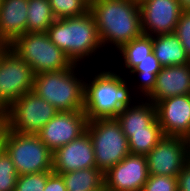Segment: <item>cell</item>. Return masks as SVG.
Returning a JSON list of instances; mask_svg holds the SVG:
<instances>
[{"label":"cell","mask_w":190,"mask_h":191,"mask_svg":"<svg viewBox=\"0 0 190 191\" xmlns=\"http://www.w3.org/2000/svg\"><path fill=\"white\" fill-rule=\"evenodd\" d=\"M101 64L97 66L94 63L96 67H91L94 69L90 73L92 76H85L84 112L88 120L115 118L123 108L133 105L139 99L129 79L119 72L121 70H111L106 64Z\"/></svg>","instance_id":"1"},{"label":"cell","mask_w":190,"mask_h":191,"mask_svg":"<svg viewBox=\"0 0 190 191\" xmlns=\"http://www.w3.org/2000/svg\"><path fill=\"white\" fill-rule=\"evenodd\" d=\"M89 11L104 51L112 46L110 49L115 52L143 34L140 6L136 0H90Z\"/></svg>","instance_id":"2"},{"label":"cell","mask_w":190,"mask_h":191,"mask_svg":"<svg viewBox=\"0 0 190 191\" xmlns=\"http://www.w3.org/2000/svg\"><path fill=\"white\" fill-rule=\"evenodd\" d=\"M49 39L61 49L73 64L86 68L85 63L98 58L103 51L98 29L90 11L77 17L56 19L47 29ZM89 59V60H88Z\"/></svg>","instance_id":"3"},{"label":"cell","mask_w":190,"mask_h":191,"mask_svg":"<svg viewBox=\"0 0 190 191\" xmlns=\"http://www.w3.org/2000/svg\"><path fill=\"white\" fill-rule=\"evenodd\" d=\"M80 65L34 77L33 90L58 111H84L85 77ZM80 72V73H79Z\"/></svg>","instance_id":"4"},{"label":"cell","mask_w":190,"mask_h":191,"mask_svg":"<svg viewBox=\"0 0 190 191\" xmlns=\"http://www.w3.org/2000/svg\"><path fill=\"white\" fill-rule=\"evenodd\" d=\"M8 47L32 68L35 75L68 69L74 65L46 32H26Z\"/></svg>","instance_id":"5"},{"label":"cell","mask_w":190,"mask_h":191,"mask_svg":"<svg viewBox=\"0 0 190 191\" xmlns=\"http://www.w3.org/2000/svg\"><path fill=\"white\" fill-rule=\"evenodd\" d=\"M86 131L93 143L96 167L103 174L130 154L128 138L116 118L89 120Z\"/></svg>","instance_id":"6"},{"label":"cell","mask_w":190,"mask_h":191,"mask_svg":"<svg viewBox=\"0 0 190 191\" xmlns=\"http://www.w3.org/2000/svg\"><path fill=\"white\" fill-rule=\"evenodd\" d=\"M4 149L11 157L18 176L52 171L53 152L37 134L18 133L8 129Z\"/></svg>","instance_id":"7"},{"label":"cell","mask_w":190,"mask_h":191,"mask_svg":"<svg viewBox=\"0 0 190 191\" xmlns=\"http://www.w3.org/2000/svg\"><path fill=\"white\" fill-rule=\"evenodd\" d=\"M58 112L34 91L14 101L6 111L9 130L18 133H38Z\"/></svg>","instance_id":"8"},{"label":"cell","mask_w":190,"mask_h":191,"mask_svg":"<svg viewBox=\"0 0 190 191\" xmlns=\"http://www.w3.org/2000/svg\"><path fill=\"white\" fill-rule=\"evenodd\" d=\"M35 73L8 46H0V100L9 107L34 86Z\"/></svg>","instance_id":"9"},{"label":"cell","mask_w":190,"mask_h":191,"mask_svg":"<svg viewBox=\"0 0 190 191\" xmlns=\"http://www.w3.org/2000/svg\"><path fill=\"white\" fill-rule=\"evenodd\" d=\"M149 175L178 177L189 162L185 139L163 136L158 144L146 155Z\"/></svg>","instance_id":"10"},{"label":"cell","mask_w":190,"mask_h":191,"mask_svg":"<svg viewBox=\"0 0 190 191\" xmlns=\"http://www.w3.org/2000/svg\"><path fill=\"white\" fill-rule=\"evenodd\" d=\"M88 121L84 111H58L36 134L54 152L85 133Z\"/></svg>","instance_id":"11"},{"label":"cell","mask_w":190,"mask_h":191,"mask_svg":"<svg viewBox=\"0 0 190 191\" xmlns=\"http://www.w3.org/2000/svg\"><path fill=\"white\" fill-rule=\"evenodd\" d=\"M146 155L128 154L104 173L105 191H142L148 179Z\"/></svg>","instance_id":"12"},{"label":"cell","mask_w":190,"mask_h":191,"mask_svg":"<svg viewBox=\"0 0 190 191\" xmlns=\"http://www.w3.org/2000/svg\"><path fill=\"white\" fill-rule=\"evenodd\" d=\"M139 6L143 34L175 32L182 12L178 0H145Z\"/></svg>","instance_id":"13"},{"label":"cell","mask_w":190,"mask_h":191,"mask_svg":"<svg viewBox=\"0 0 190 191\" xmlns=\"http://www.w3.org/2000/svg\"><path fill=\"white\" fill-rule=\"evenodd\" d=\"M94 167V147L87 131L53 152L52 171L57 174Z\"/></svg>","instance_id":"14"},{"label":"cell","mask_w":190,"mask_h":191,"mask_svg":"<svg viewBox=\"0 0 190 191\" xmlns=\"http://www.w3.org/2000/svg\"><path fill=\"white\" fill-rule=\"evenodd\" d=\"M164 136L184 138L190 131V95L172 96L155 104Z\"/></svg>","instance_id":"15"},{"label":"cell","mask_w":190,"mask_h":191,"mask_svg":"<svg viewBox=\"0 0 190 191\" xmlns=\"http://www.w3.org/2000/svg\"><path fill=\"white\" fill-rule=\"evenodd\" d=\"M190 94V64L162 67L152 92L145 98L154 105L162 99Z\"/></svg>","instance_id":"16"},{"label":"cell","mask_w":190,"mask_h":191,"mask_svg":"<svg viewBox=\"0 0 190 191\" xmlns=\"http://www.w3.org/2000/svg\"><path fill=\"white\" fill-rule=\"evenodd\" d=\"M28 0H2L0 3V46H9L27 32Z\"/></svg>","instance_id":"17"},{"label":"cell","mask_w":190,"mask_h":191,"mask_svg":"<svg viewBox=\"0 0 190 191\" xmlns=\"http://www.w3.org/2000/svg\"><path fill=\"white\" fill-rule=\"evenodd\" d=\"M115 118L123 132L148 131V126L157 119V111L152 102L139 98L133 105L123 108Z\"/></svg>","instance_id":"18"},{"label":"cell","mask_w":190,"mask_h":191,"mask_svg":"<svg viewBox=\"0 0 190 191\" xmlns=\"http://www.w3.org/2000/svg\"><path fill=\"white\" fill-rule=\"evenodd\" d=\"M152 45L162 67L189 64V57L175 33L152 36Z\"/></svg>","instance_id":"19"},{"label":"cell","mask_w":190,"mask_h":191,"mask_svg":"<svg viewBox=\"0 0 190 191\" xmlns=\"http://www.w3.org/2000/svg\"><path fill=\"white\" fill-rule=\"evenodd\" d=\"M161 68L162 66L155 57L154 52H152L129 73H125L126 78L130 79L133 91L139 98L145 99L152 92L157 74L161 71ZM129 76H133V80Z\"/></svg>","instance_id":"20"},{"label":"cell","mask_w":190,"mask_h":191,"mask_svg":"<svg viewBox=\"0 0 190 191\" xmlns=\"http://www.w3.org/2000/svg\"><path fill=\"white\" fill-rule=\"evenodd\" d=\"M67 191H104V174L97 168H86L60 174Z\"/></svg>","instance_id":"21"},{"label":"cell","mask_w":190,"mask_h":191,"mask_svg":"<svg viewBox=\"0 0 190 191\" xmlns=\"http://www.w3.org/2000/svg\"><path fill=\"white\" fill-rule=\"evenodd\" d=\"M152 52V36L142 34L141 36L131 40L129 43L124 44L115 53H119L118 55L121 57V61H123V66L121 67L123 71L121 72L124 74V71L129 73Z\"/></svg>","instance_id":"22"},{"label":"cell","mask_w":190,"mask_h":191,"mask_svg":"<svg viewBox=\"0 0 190 191\" xmlns=\"http://www.w3.org/2000/svg\"><path fill=\"white\" fill-rule=\"evenodd\" d=\"M123 133L128 138L130 153L138 155H147L164 136L158 119L148 126V131Z\"/></svg>","instance_id":"23"},{"label":"cell","mask_w":190,"mask_h":191,"mask_svg":"<svg viewBox=\"0 0 190 191\" xmlns=\"http://www.w3.org/2000/svg\"><path fill=\"white\" fill-rule=\"evenodd\" d=\"M55 20L49 0H28L27 33L46 32Z\"/></svg>","instance_id":"24"},{"label":"cell","mask_w":190,"mask_h":191,"mask_svg":"<svg viewBox=\"0 0 190 191\" xmlns=\"http://www.w3.org/2000/svg\"><path fill=\"white\" fill-rule=\"evenodd\" d=\"M56 19L77 17L89 11L90 0H49Z\"/></svg>","instance_id":"25"},{"label":"cell","mask_w":190,"mask_h":191,"mask_svg":"<svg viewBox=\"0 0 190 191\" xmlns=\"http://www.w3.org/2000/svg\"><path fill=\"white\" fill-rule=\"evenodd\" d=\"M18 174L9 154L0 152V191H14Z\"/></svg>","instance_id":"26"},{"label":"cell","mask_w":190,"mask_h":191,"mask_svg":"<svg viewBox=\"0 0 190 191\" xmlns=\"http://www.w3.org/2000/svg\"><path fill=\"white\" fill-rule=\"evenodd\" d=\"M53 171H43L40 173L24 174L17 177L14 191H43L48 176Z\"/></svg>","instance_id":"27"},{"label":"cell","mask_w":190,"mask_h":191,"mask_svg":"<svg viewBox=\"0 0 190 191\" xmlns=\"http://www.w3.org/2000/svg\"><path fill=\"white\" fill-rule=\"evenodd\" d=\"M142 191H178L177 177L149 175Z\"/></svg>","instance_id":"28"},{"label":"cell","mask_w":190,"mask_h":191,"mask_svg":"<svg viewBox=\"0 0 190 191\" xmlns=\"http://www.w3.org/2000/svg\"><path fill=\"white\" fill-rule=\"evenodd\" d=\"M190 58V12H181L174 32Z\"/></svg>","instance_id":"29"},{"label":"cell","mask_w":190,"mask_h":191,"mask_svg":"<svg viewBox=\"0 0 190 191\" xmlns=\"http://www.w3.org/2000/svg\"><path fill=\"white\" fill-rule=\"evenodd\" d=\"M43 191H67L62 176L52 172L47 178V182Z\"/></svg>","instance_id":"30"},{"label":"cell","mask_w":190,"mask_h":191,"mask_svg":"<svg viewBox=\"0 0 190 191\" xmlns=\"http://www.w3.org/2000/svg\"><path fill=\"white\" fill-rule=\"evenodd\" d=\"M178 191H190V162H188L177 177Z\"/></svg>","instance_id":"31"},{"label":"cell","mask_w":190,"mask_h":191,"mask_svg":"<svg viewBox=\"0 0 190 191\" xmlns=\"http://www.w3.org/2000/svg\"><path fill=\"white\" fill-rule=\"evenodd\" d=\"M8 129V118L6 113L0 114V152L4 149V141Z\"/></svg>","instance_id":"32"},{"label":"cell","mask_w":190,"mask_h":191,"mask_svg":"<svg viewBox=\"0 0 190 191\" xmlns=\"http://www.w3.org/2000/svg\"><path fill=\"white\" fill-rule=\"evenodd\" d=\"M182 12H190V0H178Z\"/></svg>","instance_id":"33"},{"label":"cell","mask_w":190,"mask_h":191,"mask_svg":"<svg viewBox=\"0 0 190 191\" xmlns=\"http://www.w3.org/2000/svg\"><path fill=\"white\" fill-rule=\"evenodd\" d=\"M185 139V144H186V150L188 152V155L190 156V131L188 134L184 137Z\"/></svg>","instance_id":"34"},{"label":"cell","mask_w":190,"mask_h":191,"mask_svg":"<svg viewBox=\"0 0 190 191\" xmlns=\"http://www.w3.org/2000/svg\"><path fill=\"white\" fill-rule=\"evenodd\" d=\"M7 106L0 100V114H4L7 111Z\"/></svg>","instance_id":"35"},{"label":"cell","mask_w":190,"mask_h":191,"mask_svg":"<svg viewBox=\"0 0 190 191\" xmlns=\"http://www.w3.org/2000/svg\"><path fill=\"white\" fill-rule=\"evenodd\" d=\"M138 4H140L141 2L145 1V0H136Z\"/></svg>","instance_id":"36"}]
</instances>
